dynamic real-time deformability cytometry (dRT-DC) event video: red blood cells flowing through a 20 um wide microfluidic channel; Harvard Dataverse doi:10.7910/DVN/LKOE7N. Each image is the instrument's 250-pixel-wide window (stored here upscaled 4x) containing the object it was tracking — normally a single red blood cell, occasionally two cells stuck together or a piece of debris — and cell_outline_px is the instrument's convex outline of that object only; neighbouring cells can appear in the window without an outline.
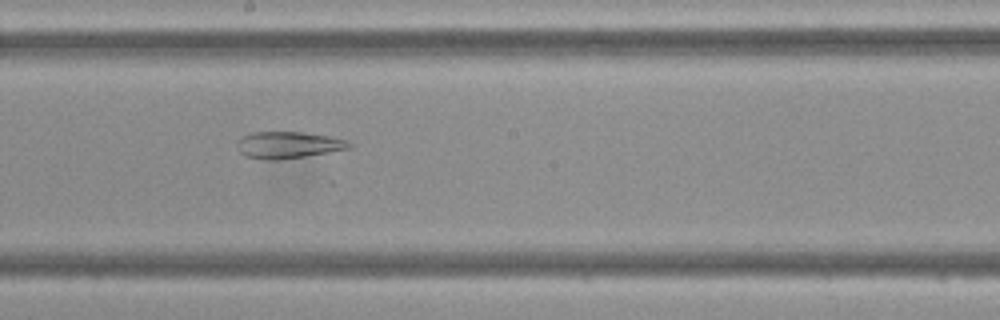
{"species": "Egyptian fruit bat (a non-hibernating species)", "species_latin": "Rousettus aegyptiacus", "temperature_condition": "cold", "stored_images_in_passage": 48, "camera_frame_rate_fps": 3000, "um_per_image_px": 0.085, "frame": {"image": 1, "passage_image": 26, "time_ms": 8.333, "image_size_px": [1000, 320], "cell_outline_px": [[352, 148], [304, 156], [276, 160], [264, 160], [244, 156], [236, 148], [240, 136], [252, 132], [300, 132], [328, 136], [348, 140], [352, 144]], "centroid_in_image_um": [24.46, 12.32], "position_along_channel_um": 223.7, "area_um2": 17.51}}
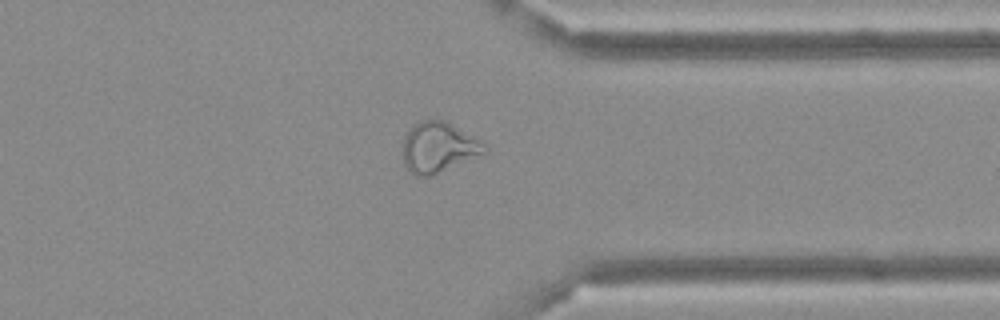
{"frame": {"image": 2, "passage_image": 37, "time_ms": 12.0, "image_size_px": [1000, 320], "cell_outline_px": [[488, 148], [484, 152], [432, 176], [416, 176], [404, 164], [404, 136], [420, 120], [444, 120], [452, 124], [484, 144]], "centroid_in_image_um": [37.24, 12.53], "position_along_channel_um": 374.2, "area_um2": 23.18}}
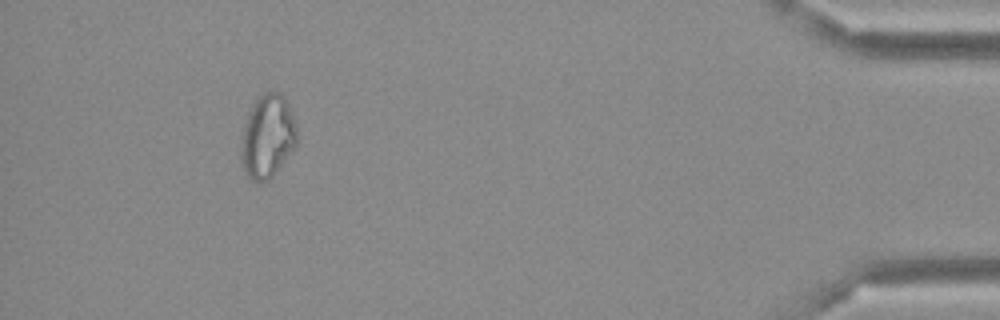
{"frame": {"image": 3, "passage_image": 44, "time_ms": 14.333, "image_size_px": [1000, 320], "cell_outline_px": [[296, 144], [272, 176], [268, 180], [260, 184], [256, 184], [244, 172], [240, 160], [240, 152], [244, 124], [248, 112], [252, 104], [264, 92], [280, 92], [284, 96], [288, 104], [296, 124]], "centroid_in_image_um": [22.7, 11.61], "position_along_channel_um": 412.5, "area_um2": 27.11}}